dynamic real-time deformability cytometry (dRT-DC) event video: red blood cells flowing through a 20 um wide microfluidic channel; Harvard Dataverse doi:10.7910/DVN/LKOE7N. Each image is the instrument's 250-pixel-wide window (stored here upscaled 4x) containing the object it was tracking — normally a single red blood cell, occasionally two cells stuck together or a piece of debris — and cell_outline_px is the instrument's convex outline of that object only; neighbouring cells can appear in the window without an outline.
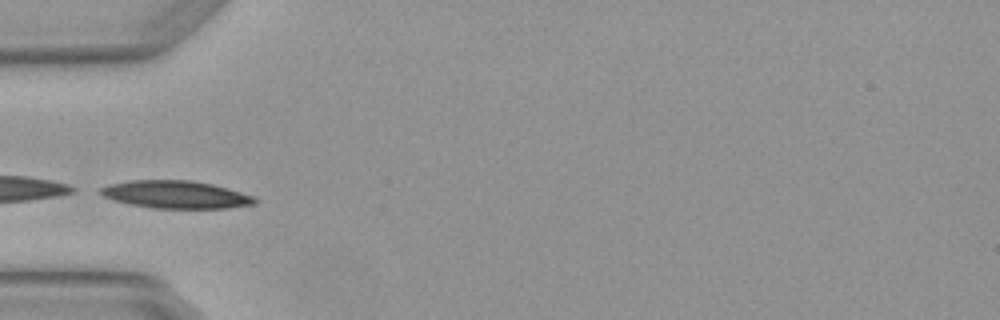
{"species": "Egyptian fruit bat (a non-hibernating species)", "species_latin": "Rousettus aegyptiacus", "temperature_condition": "warm", "stored_images_in_passage": 2, "camera_frame_rate_fps": 3000, "um_per_image_px": 0.085, "animal": {"sex": "female"}, "frame": {"image": 1, "passage_image": 2, "time_ms": 0.333, "image_size_px": [1000, 320], "cell_outline_px": [[260, 200], [256, 204], [228, 208], [152, 208], [128, 204], [104, 196], [100, 192], [100, 188], [108, 184], [128, 180], [192, 180], [212, 184], [256, 196]], "centroid_in_image_um": [14.99, 16.53], "position_along_channel_um": 70.0, "area_um2": 25.03}}